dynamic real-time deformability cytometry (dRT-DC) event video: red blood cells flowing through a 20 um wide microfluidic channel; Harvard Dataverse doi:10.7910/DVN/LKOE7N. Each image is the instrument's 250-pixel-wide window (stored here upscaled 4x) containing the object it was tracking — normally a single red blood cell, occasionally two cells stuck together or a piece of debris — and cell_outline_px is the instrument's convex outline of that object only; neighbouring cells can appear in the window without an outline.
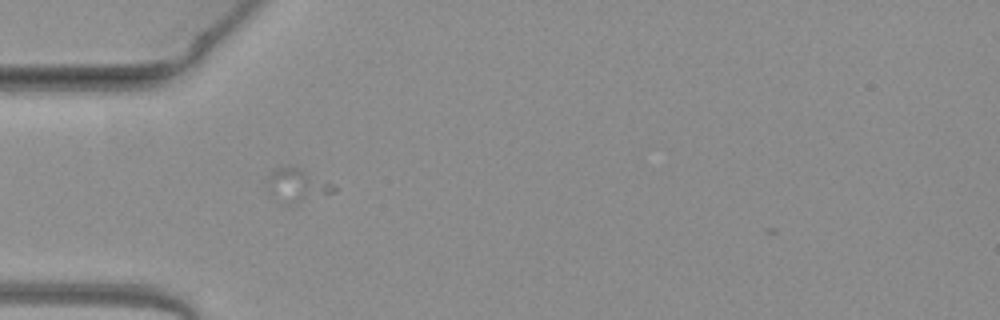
{"species": "common noctule bat (a hibernating species)", "species_latin": "Nyctalus noctula", "temperature_condition": "warm", "stored_images_in_passage": 17, "camera_frame_rate_fps": 3000, "um_per_image_px": 0.085, "animal": {"sex": "female", "body_mass_g": 19.3, "forearm_length_mm": 54.1}, "frame": {"image": 1, "passage_image": 4, "time_ms": 1.0, "image_size_px": [1000, 320], "cell_outline_px": [[336, 192], [288, 204], [284, 204], [268, 192], [264, 180], [276, 168], [296, 168], [332, 184], [336, 188]], "centroid_in_image_um": [25.17, 15.78], "position_along_channel_um": 59.8, "area_um2": 12.31}}
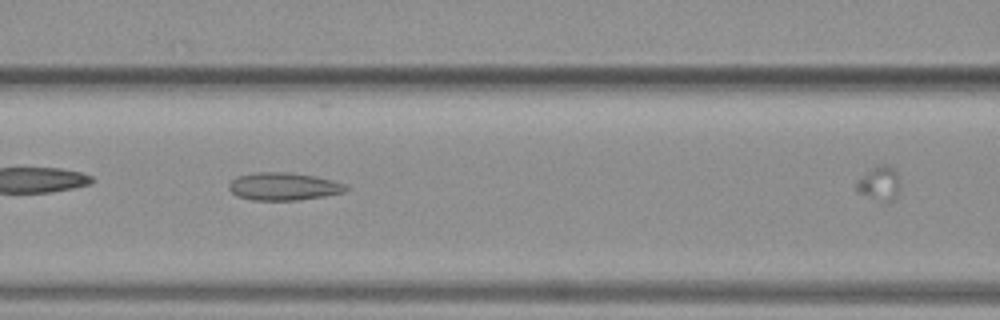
{"frame": {"image": 2, "passage_image": 7, "time_ms": 2.0, "image_size_px": [1000, 320], "cell_outline_px": [[348, 188], [344, 192], [324, 196], [300, 200], [252, 200], [236, 196], [228, 188], [228, 184], [236, 176], [256, 172], [292, 172], [316, 176], [332, 180], [344, 184]], "centroid_in_image_um": [24.07, 15.84], "position_along_channel_um": 142.5, "area_um2": 19.02}}